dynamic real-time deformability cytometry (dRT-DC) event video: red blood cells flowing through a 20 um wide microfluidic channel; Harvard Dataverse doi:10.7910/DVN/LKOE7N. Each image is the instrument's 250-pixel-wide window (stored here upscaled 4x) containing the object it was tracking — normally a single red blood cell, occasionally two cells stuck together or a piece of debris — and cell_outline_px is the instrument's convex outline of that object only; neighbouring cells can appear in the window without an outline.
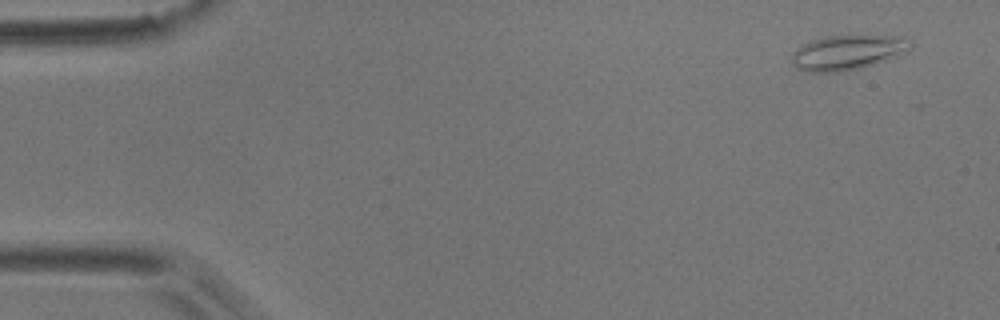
{"species": "common noctule bat (a hibernating species)", "species_latin": "Nyctalus noctula", "temperature_condition": "room temperature", "stored_images_in_passage": 8, "camera_frame_rate_fps": 3000, "um_per_image_px": 0.085, "animal": {"sex": "male", "body_mass_g": 17.9}, "frame": {"image": 1, "passage_image": 1, "time_ms": 0.0, "image_size_px": [1000, 320], "cell_outline_px": [[912, 48], [876, 64], [860, 68], [840, 72], [808, 72], [792, 64], [792, 56], [804, 44], [812, 40], [828, 36], [892, 36], [908, 40], [912, 44]], "centroid_in_image_um": [72.04, 4.47], "position_along_channel_um": 13.0, "area_um2": 23.41}}